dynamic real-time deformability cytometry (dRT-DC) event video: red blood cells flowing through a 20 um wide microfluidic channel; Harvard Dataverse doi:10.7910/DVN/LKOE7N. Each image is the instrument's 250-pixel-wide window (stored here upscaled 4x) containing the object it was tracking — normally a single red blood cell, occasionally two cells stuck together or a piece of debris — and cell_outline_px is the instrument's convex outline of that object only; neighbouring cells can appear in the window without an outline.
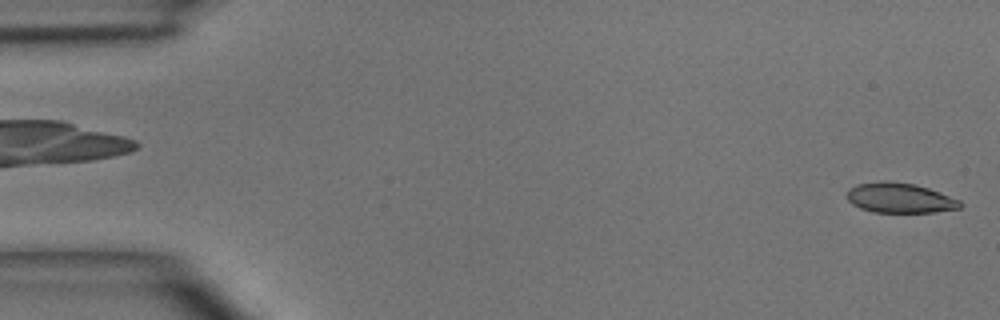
{"species": "common noctule bat (a hibernating species)", "species_latin": "Nyctalus noctula", "temperature_condition": "room temperature", "stored_images_in_passage": 3, "camera_frame_rate_fps": 3000, "um_per_image_px": 0.085, "animal": {"sex": "male", "body_mass_g": 15.6}, "frame": {"image": 1, "passage_image": 3, "time_ms": 2.333, "image_size_px": [1000, 320], "cell_outline_px": [[964, 204], [960, 208], [932, 212], [872, 212], [860, 208], [852, 204], [848, 200], [848, 188], [856, 184], [916, 184], [940, 192], [960, 200]], "centroid_in_image_um": [76.54, 16.87], "position_along_channel_um": 8.5, "area_um2": 19.02}}